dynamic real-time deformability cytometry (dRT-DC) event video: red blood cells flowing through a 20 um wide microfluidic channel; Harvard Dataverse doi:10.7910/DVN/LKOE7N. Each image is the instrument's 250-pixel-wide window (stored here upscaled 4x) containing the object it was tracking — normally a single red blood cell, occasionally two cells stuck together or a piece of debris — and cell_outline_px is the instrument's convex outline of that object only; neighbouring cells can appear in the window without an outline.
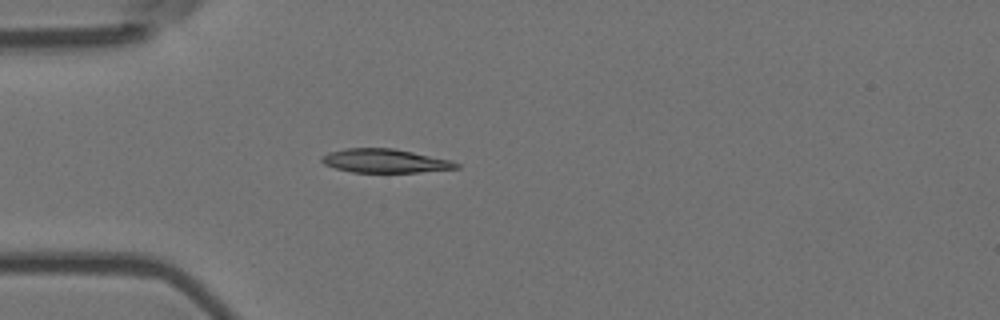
{"species": "Egyptian fruit bat (a non-hibernating species)", "species_latin": "Rousettus aegyptiacus", "temperature_condition": "room temperature", "stored_images_in_passage": 4, "camera_frame_rate_fps": 3000, "um_per_image_px": 0.085, "animal": {"sex": "female"}, "frame": {"image": 1, "passage_image": 4, "time_ms": 1.0, "image_size_px": [1000, 320], "cell_outline_px": [[460, 168], [420, 172], [352, 172], [336, 168], [324, 164], [320, 160], [328, 152], [344, 148], [396, 148], [452, 160], [460, 164]], "centroid_in_image_um": [32.76, 13.66], "position_along_channel_um": 52.2, "area_um2": 18.73}}